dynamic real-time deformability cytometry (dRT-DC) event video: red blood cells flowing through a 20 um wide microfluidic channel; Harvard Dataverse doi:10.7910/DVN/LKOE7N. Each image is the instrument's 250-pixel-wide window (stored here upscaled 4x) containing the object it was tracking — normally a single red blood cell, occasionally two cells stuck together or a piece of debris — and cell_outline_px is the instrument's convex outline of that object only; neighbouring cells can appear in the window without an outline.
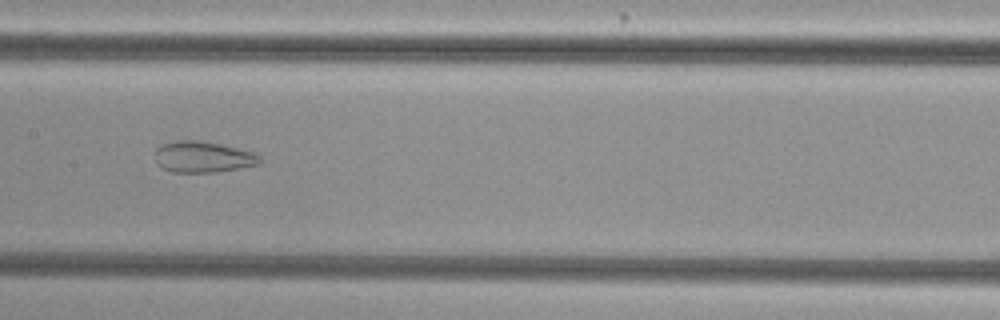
{"species": "common noctule bat (a hibernating species)", "species_latin": "Nyctalus noctula", "temperature_condition": "cold", "stored_images_in_passage": 51, "camera_frame_rate_fps": 3000, "um_per_image_px": 0.085, "animal": {"sex": "female", "body_mass_g": 29.2, "forearm_length_mm": 56.3}, "frame": {"image": 1, "passage_image": 24, "time_ms": 7.667, "image_size_px": [1000, 320], "cell_outline_px": [[264, 160], [260, 164], [216, 172], [172, 172], [160, 168], [156, 164], [156, 148], [164, 144], [176, 140], [200, 140], [220, 144], [252, 152], [260, 156]], "centroid_in_image_um": [17.24, 13.34], "position_along_channel_um": 190.2, "area_um2": 19.07}}
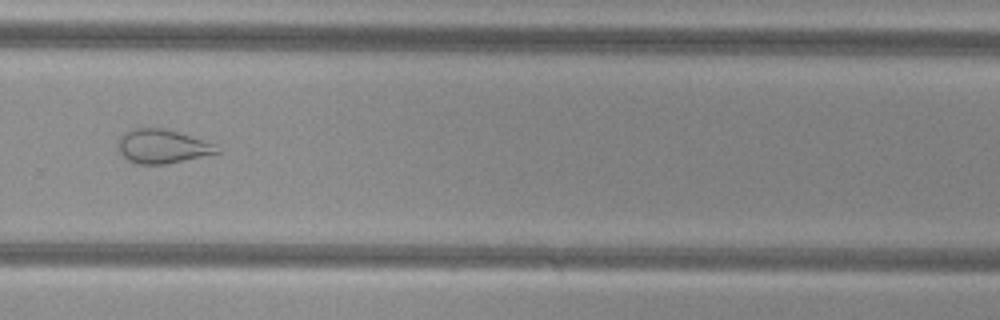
{"frame": {"image": 2, "passage_image": 34, "time_ms": 11.0, "image_size_px": [1000, 320], "cell_outline_px": [[220, 152], [184, 160], [164, 164], [136, 164], [128, 160], [120, 152], [116, 144], [120, 136], [124, 132], [132, 128], [164, 128], [216, 144]], "centroid_in_image_um": [13.74, 12.43], "position_along_channel_um": 316.1, "area_um2": 19.42}}
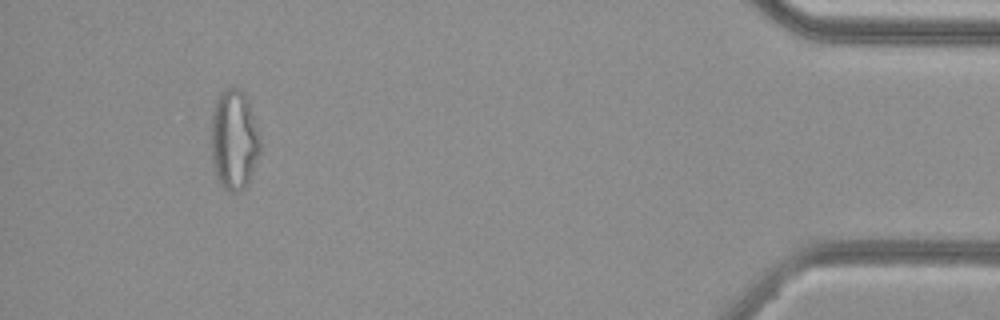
{"frame": {"image": 3, "passage_image": 47, "time_ms": 15.333, "image_size_px": [1000, 320], "cell_outline_px": [[260, 152], [248, 184], [240, 192], [228, 192], [220, 184], [216, 176], [212, 164], [212, 108], [216, 96], [224, 88], [240, 88], [244, 92], [248, 100], [260, 136]], "centroid_in_image_um": [19.89, 11.87], "position_along_channel_um": 415.3, "area_um2": 29.02}, "authors_computed_cell_mechanics": {"area_um2": 26.1256, "velocity_mm_per_s": 3.7826, "shape_relaxation_time_tau1_ms": null, "shape_relaxation_time_tau2_ms": 1.7515, "deformation_change_tau1": null, "deformation_change_tau2": 0.0995}}